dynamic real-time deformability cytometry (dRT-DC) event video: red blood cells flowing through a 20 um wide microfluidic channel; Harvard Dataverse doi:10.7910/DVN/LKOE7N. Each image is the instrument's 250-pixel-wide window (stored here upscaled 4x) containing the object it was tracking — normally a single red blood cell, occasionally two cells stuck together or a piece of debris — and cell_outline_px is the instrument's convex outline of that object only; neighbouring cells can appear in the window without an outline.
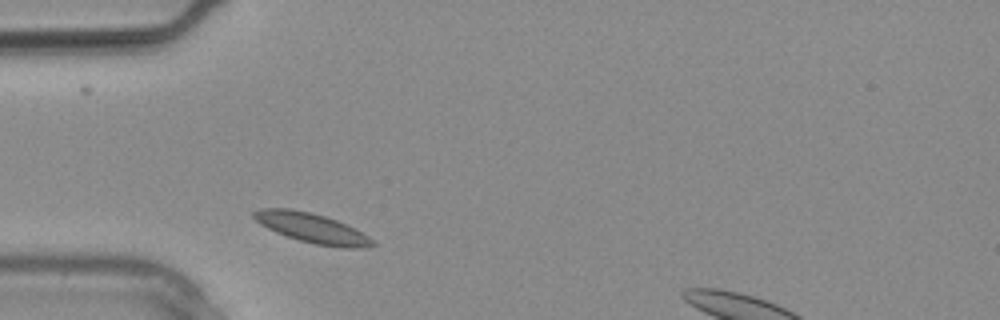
{"species": "common noctule bat (a hibernating species)", "species_latin": "Nyctalus noctula", "temperature_condition": "warm", "stored_images_in_passage": 3, "camera_frame_rate_fps": 3000, "um_per_image_px": 0.085, "animal": {"sex": "male", "body_mass_g": 20.4}, "frame": {"image": 1, "passage_image": 1, "time_ms": 0.0, "image_size_px": [1000, 320], "cell_outline_px": [[376, 244], [368, 248], [344, 248], [316, 244], [300, 240], [276, 232], [260, 224], [252, 216], [252, 212], [260, 208], [292, 208], [312, 212], [336, 220], [368, 236]], "centroid_in_image_um": [26.49, 19.37], "position_along_channel_um": 58.5, "area_um2": 20.35}}